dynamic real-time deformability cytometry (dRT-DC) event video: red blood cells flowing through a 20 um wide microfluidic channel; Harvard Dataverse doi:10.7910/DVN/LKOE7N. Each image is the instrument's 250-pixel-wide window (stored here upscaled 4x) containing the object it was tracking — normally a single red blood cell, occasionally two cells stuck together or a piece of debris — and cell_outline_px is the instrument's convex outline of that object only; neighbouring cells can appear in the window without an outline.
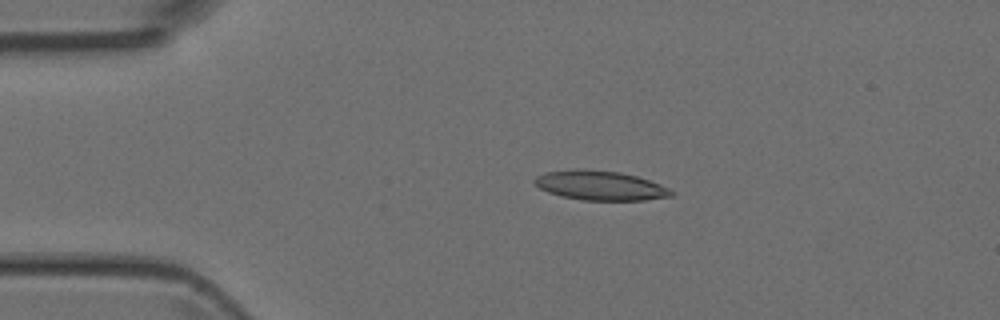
{"species": "Egyptian fruit bat (a non-hibernating species)", "species_latin": "Rousettus aegyptiacus", "temperature_condition": "room temperature", "stored_images_in_passage": 4, "camera_frame_rate_fps": 3000, "um_per_image_px": 0.085, "animal": {"sex": "female"}, "frame": {"image": 1, "passage_image": 2, "time_ms": 1.0, "image_size_px": [1000, 320], "cell_outline_px": [[676, 192], [672, 196], [644, 200], [584, 200], [560, 196], [548, 192], [532, 184], [532, 180], [536, 176], [544, 172], [620, 172], [636, 176], [660, 184]], "centroid_in_image_um": [51.05, 15.82], "position_along_channel_um": 34.0, "area_um2": 22.54}}